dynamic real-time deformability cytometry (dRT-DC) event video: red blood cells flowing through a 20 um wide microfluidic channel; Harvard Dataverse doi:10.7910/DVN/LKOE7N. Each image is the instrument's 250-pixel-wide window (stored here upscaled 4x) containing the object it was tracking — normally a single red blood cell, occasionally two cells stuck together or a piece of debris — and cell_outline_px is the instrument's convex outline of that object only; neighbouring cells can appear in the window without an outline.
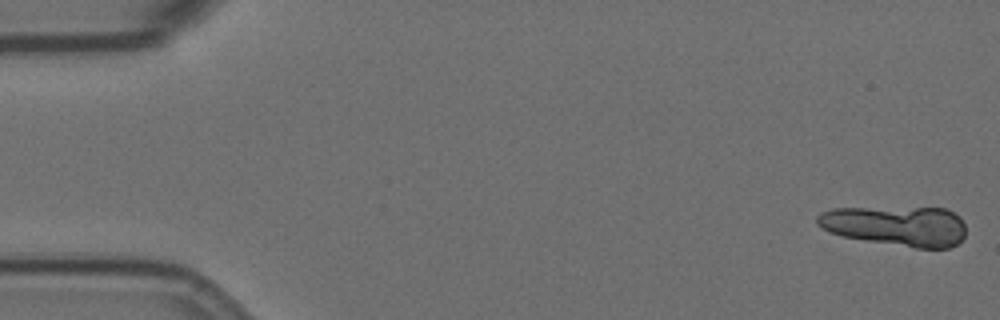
{"species": "Egyptian fruit bat (a non-hibernating species)", "species_latin": "Rousettus aegyptiacus", "temperature_condition": "room temperature", "stored_images_in_passage": 9, "camera_frame_rate_fps": 3000, "um_per_image_px": 0.085, "animal": {"sex": "female"}, "frame": {"image": 1, "passage_image": 1, "time_ms": 0.0, "image_size_px": [1000, 320], "cell_outline_px": [[964, 236], [956, 244], [948, 248], [912, 248], [844, 236], [832, 232], [816, 224], [816, 216], [820, 212], [832, 208], [944, 208], [960, 216], [964, 224]], "centroid_in_image_um": [76.18, 19.19], "position_along_channel_um": 8.8, "area_um2": 34.56}}